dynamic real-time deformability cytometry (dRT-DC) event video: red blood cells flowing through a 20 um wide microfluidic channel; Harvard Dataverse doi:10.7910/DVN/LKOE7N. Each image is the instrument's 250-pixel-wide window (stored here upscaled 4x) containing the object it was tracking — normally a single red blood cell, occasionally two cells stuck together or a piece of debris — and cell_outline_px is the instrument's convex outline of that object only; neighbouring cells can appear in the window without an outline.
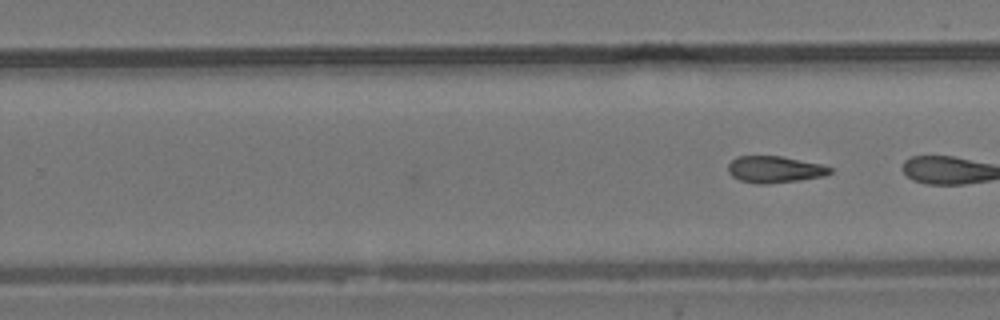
{"species": "common noctule bat (a hibernating species)", "species_latin": "Nyctalus noctula", "temperature_condition": "room temperature", "stored_images_in_passage": 16, "camera_frame_rate_fps": 3000, "um_per_image_px": 0.085, "animal": {"sex": "male", "body_mass_g": 19.2, "forearm_length_mm": 51.8}, "frame": {"image": 1, "passage_image": 16, "time_ms": 5.0, "image_size_px": [1000, 320], "cell_outline_px": [[832, 172], [824, 176], [768, 184], [756, 184], [740, 180], [732, 176], [728, 172], [728, 164], [736, 156], [780, 156], [820, 164], [832, 168]], "centroid_in_image_um": [65.81, 14.4], "position_along_channel_um": 264.0, "area_um2": 15.72}}